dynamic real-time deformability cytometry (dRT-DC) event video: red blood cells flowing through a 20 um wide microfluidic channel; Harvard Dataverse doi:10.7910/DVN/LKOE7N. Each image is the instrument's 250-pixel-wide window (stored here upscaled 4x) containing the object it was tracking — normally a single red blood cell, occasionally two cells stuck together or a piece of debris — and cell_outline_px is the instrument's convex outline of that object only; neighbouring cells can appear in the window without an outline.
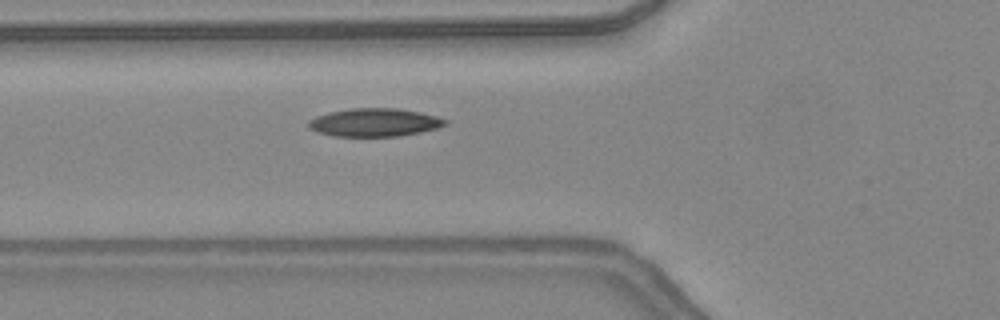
{"species": "common noctule bat (a hibernating species)", "species_latin": "Nyctalus noctula", "temperature_condition": "warm", "stored_images_in_passage": 46, "camera_frame_rate_fps": 3000, "um_per_image_px": 0.085, "animal": {"sex": "female", "body_mass_g": 24.6, "forearm_length_mm": 56.2}, "frame": {"image": 1, "passage_image": 16, "time_ms": 5.0, "image_size_px": [1000, 320], "cell_outline_px": [[448, 124], [436, 128], [420, 132], [400, 136], [332, 136], [308, 128], [308, 120], [316, 116], [328, 112], [348, 108], [396, 108], [420, 112], [436, 116], [448, 120]], "centroid_in_image_um": [31.82, 10.4], "position_along_channel_um": 94.0, "area_um2": 22.48}}
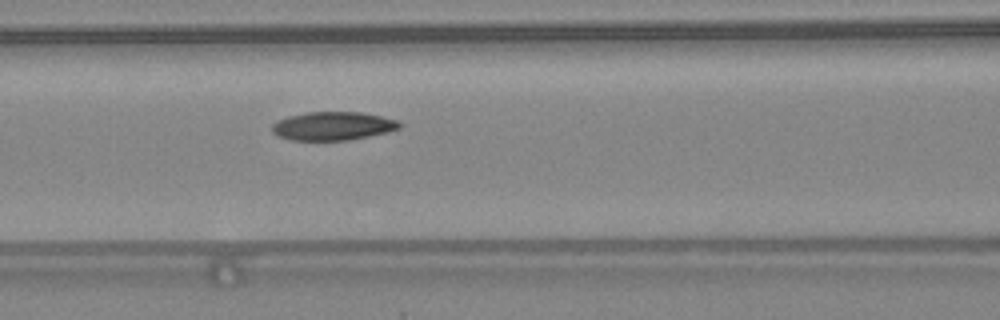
{"frame": {"image": 2, "passage_image": 19, "time_ms": 6.0, "image_size_px": [1000, 320], "cell_outline_px": [[404, 124], [400, 128], [388, 132], [348, 140], [288, 140], [276, 136], [272, 132], [272, 124], [276, 120], [288, 116], [308, 112], [360, 112], [380, 116], [396, 120]], "centroid_in_image_um": [28.26, 10.71], "position_along_channel_um": 138.3, "area_um2": 21.27}}
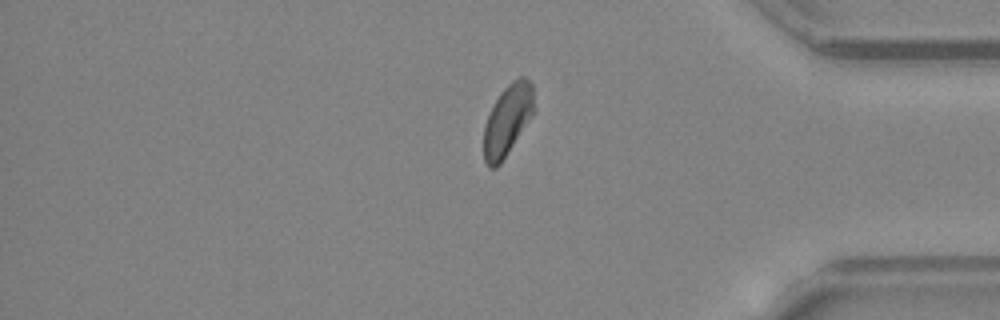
{"frame": {"image": 3, "passage_image": 38, "time_ms": 12.333, "image_size_px": [1000, 320], "cell_outline_px": [[536, 108], [532, 116], [500, 164], [496, 168], [488, 168], [484, 160], [484, 124], [500, 92], [512, 80], [520, 76], [524, 76], [532, 84]], "centroid_in_image_um": [43.16, 10.19], "position_along_channel_um": 392.0, "area_um2": 20.81}, "authors_computed_cell_mechanics": {"area_um2": 21.2704, "velocity_mm_per_s": 4.3753, "shape_relaxation_time_tau1_ms": 4.9345, "shape_relaxation_time_tau2_ms": 5.3823, "deformation_change_tau1": 0.1365, "deformation_change_tau2": 0.101}}